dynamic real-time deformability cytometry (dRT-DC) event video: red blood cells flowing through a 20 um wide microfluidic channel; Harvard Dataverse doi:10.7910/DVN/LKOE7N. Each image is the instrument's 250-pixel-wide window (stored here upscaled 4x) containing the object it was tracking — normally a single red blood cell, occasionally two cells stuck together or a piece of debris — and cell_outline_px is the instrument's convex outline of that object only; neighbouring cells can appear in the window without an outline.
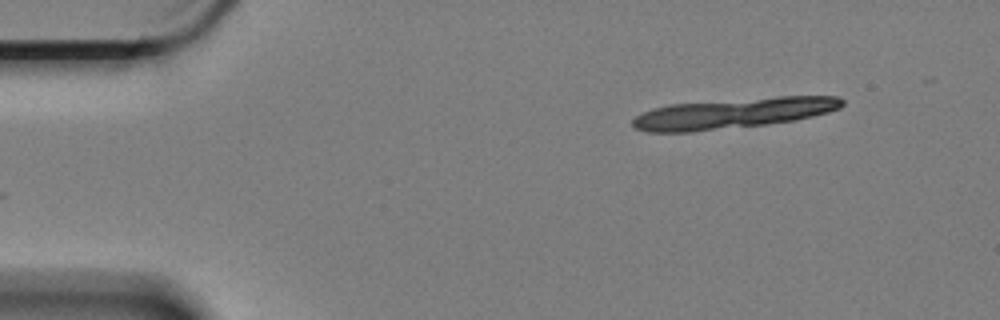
{"species": "Egyptian fruit bat (a non-hibernating species)", "species_latin": "Rousettus aegyptiacus", "temperature_condition": "cold", "stored_images_in_passage": 13, "camera_frame_rate_fps": 3000, "um_per_image_px": 0.085, "animal": {"sex": "female"}, "frame": {"image": 1, "passage_image": 1, "time_ms": 0.0, "image_size_px": [1000, 320], "cell_outline_px": [[844, 104], [840, 108], [828, 112], [796, 120], [764, 124], [692, 132], [644, 132], [636, 128], [632, 124], [632, 120], [636, 116], [652, 108], [668, 104], [776, 96], [840, 96], [844, 100]], "centroid_in_image_um": [62.31, 9.61], "position_along_channel_um": 22.7, "area_um2": 37.28}}